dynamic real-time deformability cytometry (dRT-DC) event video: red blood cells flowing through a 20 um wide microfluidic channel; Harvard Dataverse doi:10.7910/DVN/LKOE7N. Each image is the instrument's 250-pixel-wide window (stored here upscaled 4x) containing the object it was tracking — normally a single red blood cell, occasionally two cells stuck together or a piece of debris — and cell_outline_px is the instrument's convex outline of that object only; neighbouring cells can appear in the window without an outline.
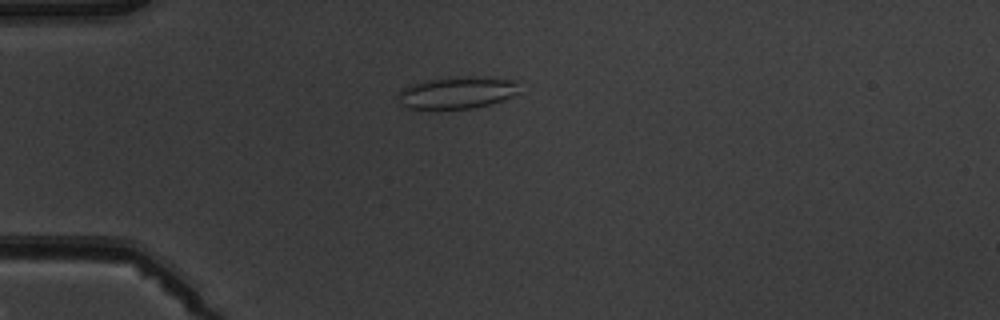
{"species": "common noctule bat (a hibernating species)", "species_latin": "Nyctalus noctula", "temperature_condition": "warm", "stored_images_in_passage": 5, "camera_frame_rate_fps": 3000, "um_per_image_px": 0.085, "animal": {"sex": "male", "body_mass_g": 19.5, "forearm_length_mm": 54.6}, "frame": {"image": 1, "passage_image": 2, "time_ms": 1.333, "image_size_px": [1000, 320], "cell_outline_px": [[516, 92], [512, 96], [488, 104], [472, 108], [408, 108], [404, 104], [400, 96], [400, 92], [408, 84], [428, 80], [456, 76], [488, 76], [512, 80], [516, 84]], "centroid_in_image_um": [38.86, 7.84], "position_along_channel_um": 46.1, "area_um2": 22.02}}
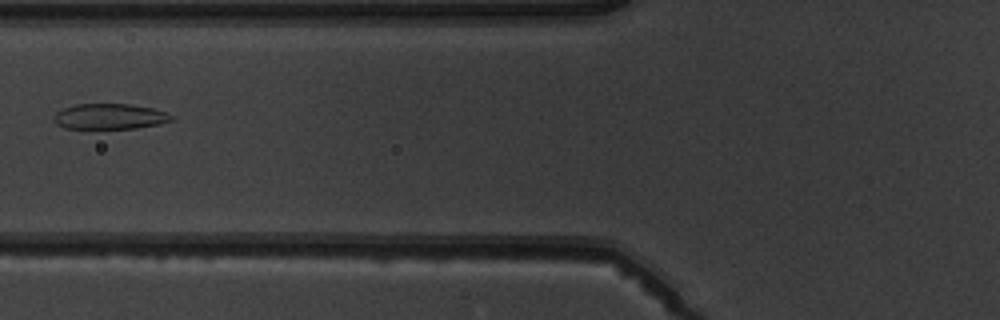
{"frame": {"image": 2, "passage_image": 4, "time_ms": 3.667, "image_size_px": [1000, 320], "cell_outline_px": [[176, 116], [172, 120], [160, 124], [136, 128], [64, 128], [56, 124], [52, 116], [60, 108], [76, 104], [132, 104], [152, 108], [168, 112]], "centroid_in_image_um": [9.33, 9.89], "position_along_channel_um": 116.5, "area_um2": 17.74}}
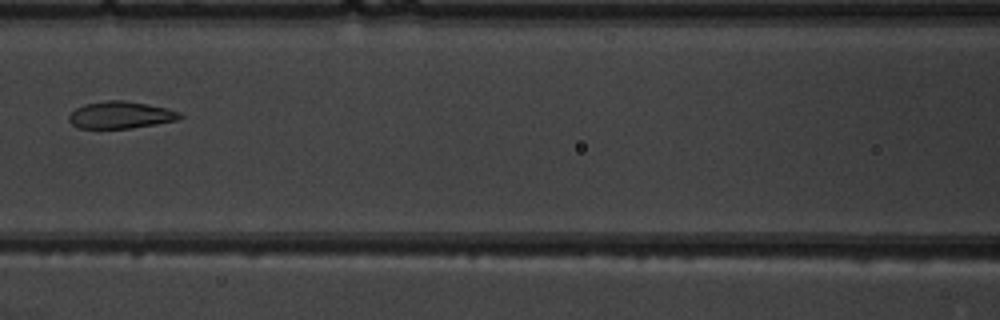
{"frame": {"image": 3, "passage_image": 5, "time_ms": 4.667, "image_size_px": [1000, 320], "cell_outline_px": [[184, 116], [176, 120], [156, 124], [132, 128], [76, 128], [68, 120], [68, 116], [76, 108], [84, 104], [108, 100], [124, 100], [164, 108], [180, 112]], "centroid_in_image_um": [10.21, 9.78], "position_along_channel_um": 156.4, "area_um2": 17.34}}